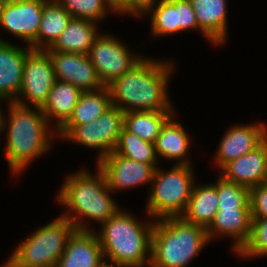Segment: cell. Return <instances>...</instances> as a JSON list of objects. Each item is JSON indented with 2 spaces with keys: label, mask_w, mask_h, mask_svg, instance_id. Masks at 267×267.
Wrapping results in <instances>:
<instances>
[{
  "label": "cell",
  "mask_w": 267,
  "mask_h": 267,
  "mask_svg": "<svg viewBox=\"0 0 267 267\" xmlns=\"http://www.w3.org/2000/svg\"><path fill=\"white\" fill-rule=\"evenodd\" d=\"M98 24L90 20L71 18L55 43L46 50L88 55L101 33Z\"/></svg>",
  "instance_id": "obj_22"
},
{
  "label": "cell",
  "mask_w": 267,
  "mask_h": 267,
  "mask_svg": "<svg viewBox=\"0 0 267 267\" xmlns=\"http://www.w3.org/2000/svg\"><path fill=\"white\" fill-rule=\"evenodd\" d=\"M251 218H267V183L249 189Z\"/></svg>",
  "instance_id": "obj_33"
},
{
  "label": "cell",
  "mask_w": 267,
  "mask_h": 267,
  "mask_svg": "<svg viewBox=\"0 0 267 267\" xmlns=\"http://www.w3.org/2000/svg\"><path fill=\"white\" fill-rule=\"evenodd\" d=\"M176 111H127L123 127L140 139L154 143L162 126Z\"/></svg>",
  "instance_id": "obj_25"
},
{
  "label": "cell",
  "mask_w": 267,
  "mask_h": 267,
  "mask_svg": "<svg viewBox=\"0 0 267 267\" xmlns=\"http://www.w3.org/2000/svg\"><path fill=\"white\" fill-rule=\"evenodd\" d=\"M217 172L224 180L249 189L267 183V138L254 150L227 163Z\"/></svg>",
  "instance_id": "obj_15"
},
{
  "label": "cell",
  "mask_w": 267,
  "mask_h": 267,
  "mask_svg": "<svg viewBox=\"0 0 267 267\" xmlns=\"http://www.w3.org/2000/svg\"><path fill=\"white\" fill-rule=\"evenodd\" d=\"M160 0H130V17L136 19L143 16L153 8Z\"/></svg>",
  "instance_id": "obj_34"
},
{
  "label": "cell",
  "mask_w": 267,
  "mask_h": 267,
  "mask_svg": "<svg viewBox=\"0 0 267 267\" xmlns=\"http://www.w3.org/2000/svg\"><path fill=\"white\" fill-rule=\"evenodd\" d=\"M31 50L28 45L21 47L0 38V93L12 102L21 90L25 58Z\"/></svg>",
  "instance_id": "obj_19"
},
{
  "label": "cell",
  "mask_w": 267,
  "mask_h": 267,
  "mask_svg": "<svg viewBox=\"0 0 267 267\" xmlns=\"http://www.w3.org/2000/svg\"><path fill=\"white\" fill-rule=\"evenodd\" d=\"M81 94L82 91L76 86L56 79L42 108L48 122L56 130L70 118Z\"/></svg>",
  "instance_id": "obj_23"
},
{
  "label": "cell",
  "mask_w": 267,
  "mask_h": 267,
  "mask_svg": "<svg viewBox=\"0 0 267 267\" xmlns=\"http://www.w3.org/2000/svg\"><path fill=\"white\" fill-rule=\"evenodd\" d=\"M45 0H6L0 8V28L37 50V34Z\"/></svg>",
  "instance_id": "obj_11"
},
{
  "label": "cell",
  "mask_w": 267,
  "mask_h": 267,
  "mask_svg": "<svg viewBox=\"0 0 267 267\" xmlns=\"http://www.w3.org/2000/svg\"><path fill=\"white\" fill-rule=\"evenodd\" d=\"M6 2V0H0V8L3 6V4Z\"/></svg>",
  "instance_id": "obj_39"
},
{
  "label": "cell",
  "mask_w": 267,
  "mask_h": 267,
  "mask_svg": "<svg viewBox=\"0 0 267 267\" xmlns=\"http://www.w3.org/2000/svg\"><path fill=\"white\" fill-rule=\"evenodd\" d=\"M4 101H6V102H4ZM3 102L4 103L11 104L12 103V100H10L7 96H5V95H3V94L0 93V132L2 130L3 124H4L5 119H6V117H5L6 114H4L3 111H2V109H1L2 108L1 104Z\"/></svg>",
  "instance_id": "obj_36"
},
{
  "label": "cell",
  "mask_w": 267,
  "mask_h": 267,
  "mask_svg": "<svg viewBox=\"0 0 267 267\" xmlns=\"http://www.w3.org/2000/svg\"><path fill=\"white\" fill-rule=\"evenodd\" d=\"M56 81L53 63L46 50L32 49L25 58L21 90L14 101L22 106L43 108Z\"/></svg>",
  "instance_id": "obj_10"
},
{
  "label": "cell",
  "mask_w": 267,
  "mask_h": 267,
  "mask_svg": "<svg viewBox=\"0 0 267 267\" xmlns=\"http://www.w3.org/2000/svg\"><path fill=\"white\" fill-rule=\"evenodd\" d=\"M176 25H178V33L190 29L201 32L196 14L189 0H176Z\"/></svg>",
  "instance_id": "obj_32"
},
{
  "label": "cell",
  "mask_w": 267,
  "mask_h": 267,
  "mask_svg": "<svg viewBox=\"0 0 267 267\" xmlns=\"http://www.w3.org/2000/svg\"><path fill=\"white\" fill-rule=\"evenodd\" d=\"M113 152L142 163H159L160 161L153 143L140 139L124 127Z\"/></svg>",
  "instance_id": "obj_27"
},
{
  "label": "cell",
  "mask_w": 267,
  "mask_h": 267,
  "mask_svg": "<svg viewBox=\"0 0 267 267\" xmlns=\"http://www.w3.org/2000/svg\"><path fill=\"white\" fill-rule=\"evenodd\" d=\"M106 4L112 14L116 13L122 16H130V0H106Z\"/></svg>",
  "instance_id": "obj_35"
},
{
  "label": "cell",
  "mask_w": 267,
  "mask_h": 267,
  "mask_svg": "<svg viewBox=\"0 0 267 267\" xmlns=\"http://www.w3.org/2000/svg\"><path fill=\"white\" fill-rule=\"evenodd\" d=\"M209 243L205 228L182 217L155 220L149 267H187Z\"/></svg>",
  "instance_id": "obj_5"
},
{
  "label": "cell",
  "mask_w": 267,
  "mask_h": 267,
  "mask_svg": "<svg viewBox=\"0 0 267 267\" xmlns=\"http://www.w3.org/2000/svg\"><path fill=\"white\" fill-rule=\"evenodd\" d=\"M75 231L73 223L59 215L19 242L8 260L15 267H55Z\"/></svg>",
  "instance_id": "obj_7"
},
{
  "label": "cell",
  "mask_w": 267,
  "mask_h": 267,
  "mask_svg": "<svg viewBox=\"0 0 267 267\" xmlns=\"http://www.w3.org/2000/svg\"><path fill=\"white\" fill-rule=\"evenodd\" d=\"M175 113L162 126L160 134L154 141L158 159L175 161V165H193L189 159L191 137ZM160 157V158H159Z\"/></svg>",
  "instance_id": "obj_18"
},
{
  "label": "cell",
  "mask_w": 267,
  "mask_h": 267,
  "mask_svg": "<svg viewBox=\"0 0 267 267\" xmlns=\"http://www.w3.org/2000/svg\"><path fill=\"white\" fill-rule=\"evenodd\" d=\"M0 267H15L8 259Z\"/></svg>",
  "instance_id": "obj_38"
},
{
  "label": "cell",
  "mask_w": 267,
  "mask_h": 267,
  "mask_svg": "<svg viewBox=\"0 0 267 267\" xmlns=\"http://www.w3.org/2000/svg\"><path fill=\"white\" fill-rule=\"evenodd\" d=\"M218 209H250L249 188L228 182L218 175Z\"/></svg>",
  "instance_id": "obj_30"
},
{
  "label": "cell",
  "mask_w": 267,
  "mask_h": 267,
  "mask_svg": "<svg viewBox=\"0 0 267 267\" xmlns=\"http://www.w3.org/2000/svg\"><path fill=\"white\" fill-rule=\"evenodd\" d=\"M46 51L51 57L56 79L71 83L82 92L104 87L88 55Z\"/></svg>",
  "instance_id": "obj_14"
},
{
  "label": "cell",
  "mask_w": 267,
  "mask_h": 267,
  "mask_svg": "<svg viewBox=\"0 0 267 267\" xmlns=\"http://www.w3.org/2000/svg\"><path fill=\"white\" fill-rule=\"evenodd\" d=\"M201 33L214 46H222L227 41L228 1L189 0Z\"/></svg>",
  "instance_id": "obj_17"
},
{
  "label": "cell",
  "mask_w": 267,
  "mask_h": 267,
  "mask_svg": "<svg viewBox=\"0 0 267 267\" xmlns=\"http://www.w3.org/2000/svg\"><path fill=\"white\" fill-rule=\"evenodd\" d=\"M103 260V250L94 230H76L55 267H98Z\"/></svg>",
  "instance_id": "obj_20"
},
{
  "label": "cell",
  "mask_w": 267,
  "mask_h": 267,
  "mask_svg": "<svg viewBox=\"0 0 267 267\" xmlns=\"http://www.w3.org/2000/svg\"><path fill=\"white\" fill-rule=\"evenodd\" d=\"M214 155L215 168L220 171L227 163L249 153L267 138V124L254 122L236 124L222 135Z\"/></svg>",
  "instance_id": "obj_13"
},
{
  "label": "cell",
  "mask_w": 267,
  "mask_h": 267,
  "mask_svg": "<svg viewBox=\"0 0 267 267\" xmlns=\"http://www.w3.org/2000/svg\"><path fill=\"white\" fill-rule=\"evenodd\" d=\"M132 52L120 38L103 32L95 39L88 56L102 84L108 86L145 57L139 52Z\"/></svg>",
  "instance_id": "obj_8"
},
{
  "label": "cell",
  "mask_w": 267,
  "mask_h": 267,
  "mask_svg": "<svg viewBox=\"0 0 267 267\" xmlns=\"http://www.w3.org/2000/svg\"><path fill=\"white\" fill-rule=\"evenodd\" d=\"M98 267H123L114 261H110L104 258Z\"/></svg>",
  "instance_id": "obj_37"
},
{
  "label": "cell",
  "mask_w": 267,
  "mask_h": 267,
  "mask_svg": "<svg viewBox=\"0 0 267 267\" xmlns=\"http://www.w3.org/2000/svg\"><path fill=\"white\" fill-rule=\"evenodd\" d=\"M111 106L108 86L82 92L70 118L57 130V139L62 140L77 125L94 122Z\"/></svg>",
  "instance_id": "obj_21"
},
{
  "label": "cell",
  "mask_w": 267,
  "mask_h": 267,
  "mask_svg": "<svg viewBox=\"0 0 267 267\" xmlns=\"http://www.w3.org/2000/svg\"><path fill=\"white\" fill-rule=\"evenodd\" d=\"M217 212V181L204 185H198L195 182L187 209L181 217L185 221L207 230L214 221Z\"/></svg>",
  "instance_id": "obj_24"
},
{
  "label": "cell",
  "mask_w": 267,
  "mask_h": 267,
  "mask_svg": "<svg viewBox=\"0 0 267 267\" xmlns=\"http://www.w3.org/2000/svg\"><path fill=\"white\" fill-rule=\"evenodd\" d=\"M71 15L57 1H46L37 34V50L50 48L71 20Z\"/></svg>",
  "instance_id": "obj_26"
},
{
  "label": "cell",
  "mask_w": 267,
  "mask_h": 267,
  "mask_svg": "<svg viewBox=\"0 0 267 267\" xmlns=\"http://www.w3.org/2000/svg\"><path fill=\"white\" fill-rule=\"evenodd\" d=\"M95 166V174L84 167L66 174L55 197L58 205L65 209L60 215L68 218L78 231H93L87 219L101 225L120 209L112 197L105 174Z\"/></svg>",
  "instance_id": "obj_3"
},
{
  "label": "cell",
  "mask_w": 267,
  "mask_h": 267,
  "mask_svg": "<svg viewBox=\"0 0 267 267\" xmlns=\"http://www.w3.org/2000/svg\"><path fill=\"white\" fill-rule=\"evenodd\" d=\"M6 107L9 108L8 116L0 136L7 131L4 132L7 135L4 143L6 163L12 177H20L34 160L50 152L53 139L57 140V130L48 122L41 108L26 107L16 102Z\"/></svg>",
  "instance_id": "obj_2"
},
{
  "label": "cell",
  "mask_w": 267,
  "mask_h": 267,
  "mask_svg": "<svg viewBox=\"0 0 267 267\" xmlns=\"http://www.w3.org/2000/svg\"><path fill=\"white\" fill-rule=\"evenodd\" d=\"M147 14L150 15V33L152 36L159 38L160 36L178 33V25H176V0H160L144 17Z\"/></svg>",
  "instance_id": "obj_28"
},
{
  "label": "cell",
  "mask_w": 267,
  "mask_h": 267,
  "mask_svg": "<svg viewBox=\"0 0 267 267\" xmlns=\"http://www.w3.org/2000/svg\"><path fill=\"white\" fill-rule=\"evenodd\" d=\"M157 164L137 162L112 152L95 165L105 174L110 190L116 193L145 184L151 187Z\"/></svg>",
  "instance_id": "obj_12"
},
{
  "label": "cell",
  "mask_w": 267,
  "mask_h": 267,
  "mask_svg": "<svg viewBox=\"0 0 267 267\" xmlns=\"http://www.w3.org/2000/svg\"><path fill=\"white\" fill-rule=\"evenodd\" d=\"M170 59L147 55L122 77L108 85L111 103L127 111H175L167 87L176 65Z\"/></svg>",
  "instance_id": "obj_1"
},
{
  "label": "cell",
  "mask_w": 267,
  "mask_h": 267,
  "mask_svg": "<svg viewBox=\"0 0 267 267\" xmlns=\"http://www.w3.org/2000/svg\"><path fill=\"white\" fill-rule=\"evenodd\" d=\"M250 209H218L214 221L207 229L209 241L227 237L233 239L232 248L237 254L247 243L251 233Z\"/></svg>",
  "instance_id": "obj_16"
},
{
  "label": "cell",
  "mask_w": 267,
  "mask_h": 267,
  "mask_svg": "<svg viewBox=\"0 0 267 267\" xmlns=\"http://www.w3.org/2000/svg\"><path fill=\"white\" fill-rule=\"evenodd\" d=\"M251 219V233L249 240L236 255L243 259H259L260 257H267V218Z\"/></svg>",
  "instance_id": "obj_31"
},
{
  "label": "cell",
  "mask_w": 267,
  "mask_h": 267,
  "mask_svg": "<svg viewBox=\"0 0 267 267\" xmlns=\"http://www.w3.org/2000/svg\"><path fill=\"white\" fill-rule=\"evenodd\" d=\"M124 123V112L111 106L97 120L84 125L75 126L64 138L71 143L80 144L88 149H96L99 154L96 164L116 147Z\"/></svg>",
  "instance_id": "obj_9"
},
{
  "label": "cell",
  "mask_w": 267,
  "mask_h": 267,
  "mask_svg": "<svg viewBox=\"0 0 267 267\" xmlns=\"http://www.w3.org/2000/svg\"><path fill=\"white\" fill-rule=\"evenodd\" d=\"M194 175L193 165H173L166 172L158 166L146 199V214L154 220L181 217L197 181Z\"/></svg>",
  "instance_id": "obj_6"
},
{
  "label": "cell",
  "mask_w": 267,
  "mask_h": 267,
  "mask_svg": "<svg viewBox=\"0 0 267 267\" xmlns=\"http://www.w3.org/2000/svg\"><path fill=\"white\" fill-rule=\"evenodd\" d=\"M72 18L90 20L100 24L106 20L111 10L106 0H57Z\"/></svg>",
  "instance_id": "obj_29"
},
{
  "label": "cell",
  "mask_w": 267,
  "mask_h": 267,
  "mask_svg": "<svg viewBox=\"0 0 267 267\" xmlns=\"http://www.w3.org/2000/svg\"><path fill=\"white\" fill-rule=\"evenodd\" d=\"M148 218L146 221L139 220L130 211L120 208L100 225L99 231L94 229L104 258L121 266L149 267L155 220Z\"/></svg>",
  "instance_id": "obj_4"
}]
</instances>
